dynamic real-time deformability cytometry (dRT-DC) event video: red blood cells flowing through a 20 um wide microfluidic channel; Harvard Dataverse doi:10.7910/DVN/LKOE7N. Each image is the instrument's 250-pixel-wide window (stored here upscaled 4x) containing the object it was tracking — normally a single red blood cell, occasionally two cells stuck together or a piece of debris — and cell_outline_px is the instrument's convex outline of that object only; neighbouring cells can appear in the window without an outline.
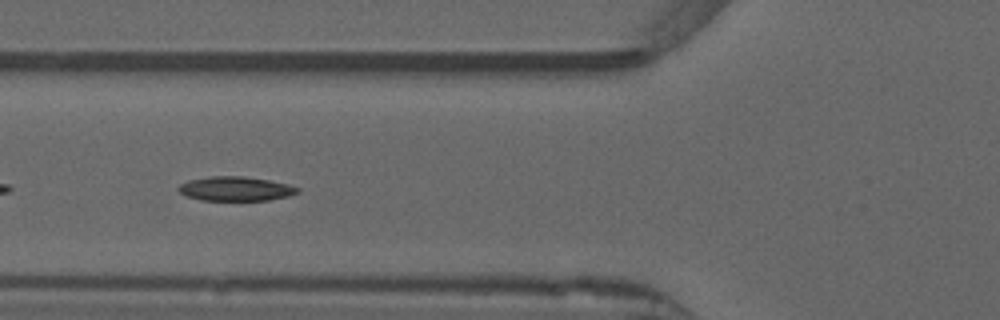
{"species": "common noctule bat (a hibernating species)", "species_latin": "Nyctalus noctula", "temperature_condition": "warm", "stored_images_in_passage": 10, "camera_frame_rate_fps": 3000, "um_per_image_px": 0.085, "animal": {"sex": "male", "forearm_length_mm": 52.5}, "frame": {"image": 1, "passage_image": 5, "time_ms": 1.333, "image_size_px": [1000, 320], "cell_outline_px": [[300, 192], [288, 196], [268, 200], [200, 200], [184, 196], [176, 188], [180, 184], [188, 180], [212, 176], [244, 176], [268, 180], [288, 184], [300, 188]], "centroid_in_image_um": [20.0, 16.04], "position_along_channel_um": 105.8, "area_um2": 16.94}}